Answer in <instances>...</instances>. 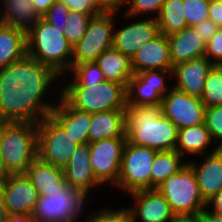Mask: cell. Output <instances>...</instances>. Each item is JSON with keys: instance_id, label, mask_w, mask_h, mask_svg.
Returning <instances> with one entry per match:
<instances>
[{"instance_id": "obj_1", "label": "cell", "mask_w": 222, "mask_h": 222, "mask_svg": "<svg viewBox=\"0 0 222 222\" xmlns=\"http://www.w3.org/2000/svg\"><path fill=\"white\" fill-rule=\"evenodd\" d=\"M60 79L29 56L0 70V122L38 123L50 115L56 102L46 97L55 82L63 83Z\"/></svg>"}, {"instance_id": "obj_2", "label": "cell", "mask_w": 222, "mask_h": 222, "mask_svg": "<svg viewBox=\"0 0 222 222\" xmlns=\"http://www.w3.org/2000/svg\"><path fill=\"white\" fill-rule=\"evenodd\" d=\"M125 134L131 144L160 151L176 148L177 126L161 112L160 106L126 105Z\"/></svg>"}, {"instance_id": "obj_3", "label": "cell", "mask_w": 222, "mask_h": 222, "mask_svg": "<svg viewBox=\"0 0 222 222\" xmlns=\"http://www.w3.org/2000/svg\"><path fill=\"white\" fill-rule=\"evenodd\" d=\"M63 33L64 28L52 27L43 18L26 33L27 56L48 66L62 80L71 70L73 47Z\"/></svg>"}, {"instance_id": "obj_4", "label": "cell", "mask_w": 222, "mask_h": 222, "mask_svg": "<svg viewBox=\"0 0 222 222\" xmlns=\"http://www.w3.org/2000/svg\"><path fill=\"white\" fill-rule=\"evenodd\" d=\"M0 143L8 174H25L38 158L37 123L0 122Z\"/></svg>"}, {"instance_id": "obj_5", "label": "cell", "mask_w": 222, "mask_h": 222, "mask_svg": "<svg viewBox=\"0 0 222 222\" xmlns=\"http://www.w3.org/2000/svg\"><path fill=\"white\" fill-rule=\"evenodd\" d=\"M66 82L63 83L64 87L61 85L58 90L73 107L79 110L96 113L126 108V88L122 84L107 80L99 84H66Z\"/></svg>"}, {"instance_id": "obj_6", "label": "cell", "mask_w": 222, "mask_h": 222, "mask_svg": "<svg viewBox=\"0 0 222 222\" xmlns=\"http://www.w3.org/2000/svg\"><path fill=\"white\" fill-rule=\"evenodd\" d=\"M87 198L81 190L66 184L57 193L40 196L31 218L35 222H78L85 213Z\"/></svg>"}, {"instance_id": "obj_7", "label": "cell", "mask_w": 222, "mask_h": 222, "mask_svg": "<svg viewBox=\"0 0 222 222\" xmlns=\"http://www.w3.org/2000/svg\"><path fill=\"white\" fill-rule=\"evenodd\" d=\"M120 9L100 11L89 21L85 35L72 47L71 68L75 64L94 62L113 45V31Z\"/></svg>"}, {"instance_id": "obj_8", "label": "cell", "mask_w": 222, "mask_h": 222, "mask_svg": "<svg viewBox=\"0 0 222 222\" xmlns=\"http://www.w3.org/2000/svg\"><path fill=\"white\" fill-rule=\"evenodd\" d=\"M157 189L175 214L201 212L207 208V202L200 193L194 171L188 163Z\"/></svg>"}, {"instance_id": "obj_9", "label": "cell", "mask_w": 222, "mask_h": 222, "mask_svg": "<svg viewBox=\"0 0 222 222\" xmlns=\"http://www.w3.org/2000/svg\"><path fill=\"white\" fill-rule=\"evenodd\" d=\"M158 151L126 141L118 182L112 187L126 192L127 195L150 189V169Z\"/></svg>"}, {"instance_id": "obj_10", "label": "cell", "mask_w": 222, "mask_h": 222, "mask_svg": "<svg viewBox=\"0 0 222 222\" xmlns=\"http://www.w3.org/2000/svg\"><path fill=\"white\" fill-rule=\"evenodd\" d=\"M38 157L55 167L64 168L80 145L51 116L37 123Z\"/></svg>"}, {"instance_id": "obj_11", "label": "cell", "mask_w": 222, "mask_h": 222, "mask_svg": "<svg viewBox=\"0 0 222 222\" xmlns=\"http://www.w3.org/2000/svg\"><path fill=\"white\" fill-rule=\"evenodd\" d=\"M167 77L172 78V70H147L134 74L126 89V105L160 106L163 96L171 89Z\"/></svg>"}, {"instance_id": "obj_12", "label": "cell", "mask_w": 222, "mask_h": 222, "mask_svg": "<svg viewBox=\"0 0 222 222\" xmlns=\"http://www.w3.org/2000/svg\"><path fill=\"white\" fill-rule=\"evenodd\" d=\"M126 141L127 137H114L89 143L93 172L104 186L118 182Z\"/></svg>"}, {"instance_id": "obj_13", "label": "cell", "mask_w": 222, "mask_h": 222, "mask_svg": "<svg viewBox=\"0 0 222 222\" xmlns=\"http://www.w3.org/2000/svg\"><path fill=\"white\" fill-rule=\"evenodd\" d=\"M160 108L178 129L205 123L207 107L202 100L175 87L163 96Z\"/></svg>"}, {"instance_id": "obj_14", "label": "cell", "mask_w": 222, "mask_h": 222, "mask_svg": "<svg viewBox=\"0 0 222 222\" xmlns=\"http://www.w3.org/2000/svg\"><path fill=\"white\" fill-rule=\"evenodd\" d=\"M115 23L113 31L112 47L130 59L146 43L151 41L159 34L158 23L155 18L133 20L127 25L117 26Z\"/></svg>"}, {"instance_id": "obj_15", "label": "cell", "mask_w": 222, "mask_h": 222, "mask_svg": "<svg viewBox=\"0 0 222 222\" xmlns=\"http://www.w3.org/2000/svg\"><path fill=\"white\" fill-rule=\"evenodd\" d=\"M128 195L133 199L132 206H128L133 222H169L175 214L158 189L141 190Z\"/></svg>"}, {"instance_id": "obj_16", "label": "cell", "mask_w": 222, "mask_h": 222, "mask_svg": "<svg viewBox=\"0 0 222 222\" xmlns=\"http://www.w3.org/2000/svg\"><path fill=\"white\" fill-rule=\"evenodd\" d=\"M2 199L9 215L26 214L31 217L39 195L26 174H9Z\"/></svg>"}, {"instance_id": "obj_17", "label": "cell", "mask_w": 222, "mask_h": 222, "mask_svg": "<svg viewBox=\"0 0 222 222\" xmlns=\"http://www.w3.org/2000/svg\"><path fill=\"white\" fill-rule=\"evenodd\" d=\"M213 64L206 55L198 56L190 61L180 62L173 66V87L188 95L201 98L209 70Z\"/></svg>"}, {"instance_id": "obj_18", "label": "cell", "mask_w": 222, "mask_h": 222, "mask_svg": "<svg viewBox=\"0 0 222 222\" xmlns=\"http://www.w3.org/2000/svg\"><path fill=\"white\" fill-rule=\"evenodd\" d=\"M66 183L74 189L81 190L88 197L90 191L104 186L95 176L90 161L89 143L79 145L63 168Z\"/></svg>"}, {"instance_id": "obj_19", "label": "cell", "mask_w": 222, "mask_h": 222, "mask_svg": "<svg viewBox=\"0 0 222 222\" xmlns=\"http://www.w3.org/2000/svg\"><path fill=\"white\" fill-rule=\"evenodd\" d=\"M51 116L78 144L89 143V129L92 113L73 107L60 93Z\"/></svg>"}, {"instance_id": "obj_20", "label": "cell", "mask_w": 222, "mask_h": 222, "mask_svg": "<svg viewBox=\"0 0 222 222\" xmlns=\"http://www.w3.org/2000/svg\"><path fill=\"white\" fill-rule=\"evenodd\" d=\"M202 156V163L192 159L187 163L194 171L200 193L207 202L222 189V148Z\"/></svg>"}, {"instance_id": "obj_21", "label": "cell", "mask_w": 222, "mask_h": 222, "mask_svg": "<svg viewBox=\"0 0 222 222\" xmlns=\"http://www.w3.org/2000/svg\"><path fill=\"white\" fill-rule=\"evenodd\" d=\"M134 74L147 70H172L167 36L159 33L131 59Z\"/></svg>"}, {"instance_id": "obj_22", "label": "cell", "mask_w": 222, "mask_h": 222, "mask_svg": "<svg viewBox=\"0 0 222 222\" xmlns=\"http://www.w3.org/2000/svg\"><path fill=\"white\" fill-rule=\"evenodd\" d=\"M170 60L174 66L180 62L190 61L195 57L205 55L206 42L194 27L168 35Z\"/></svg>"}, {"instance_id": "obj_23", "label": "cell", "mask_w": 222, "mask_h": 222, "mask_svg": "<svg viewBox=\"0 0 222 222\" xmlns=\"http://www.w3.org/2000/svg\"><path fill=\"white\" fill-rule=\"evenodd\" d=\"M25 174L37 189L39 197L57 193L67 184L62 168L55 167L39 157L29 166Z\"/></svg>"}, {"instance_id": "obj_24", "label": "cell", "mask_w": 222, "mask_h": 222, "mask_svg": "<svg viewBox=\"0 0 222 222\" xmlns=\"http://www.w3.org/2000/svg\"><path fill=\"white\" fill-rule=\"evenodd\" d=\"M213 143L214 141L211 134L205 123H203L178 129L175 150L184 158H186V155L193 157L194 155L201 156L218 149V147L214 145V148L212 147V150L208 152L211 147L210 145Z\"/></svg>"}, {"instance_id": "obj_25", "label": "cell", "mask_w": 222, "mask_h": 222, "mask_svg": "<svg viewBox=\"0 0 222 222\" xmlns=\"http://www.w3.org/2000/svg\"><path fill=\"white\" fill-rule=\"evenodd\" d=\"M89 143L114 137H126L125 109L92 113Z\"/></svg>"}, {"instance_id": "obj_26", "label": "cell", "mask_w": 222, "mask_h": 222, "mask_svg": "<svg viewBox=\"0 0 222 222\" xmlns=\"http://www.w3.org/2000/svg\"><path fill=\"white\" fill-rule=\"evenodd\" d=\"M3 25L28 32L42 17L32 0H3L0 7Z\"/></svg>"}, {"instance_id": "obj_27", "label": "cell", "mask_w": 222, "mask_h": 222, "mask_svg": "<svg viewBox=\"0 0 222 222\" xmlns=\"http://www.w3.org/2000/svg\"><path fill=\"white\" fill-rule=\"evenodd\" d=\"M105 80L122 84L126 89L129 80L134 75L131 59L120 53L115 48L102 52L96 60Z\"/></svg>"}, {"instance_id": "obj_28", "label": "cell", "mask_w": 222, "mask_h": 222, "mask_svg": "<svg viewBox=\"0 0 222 222\" xmlns=\"http://www.w3.org/2000/svg\"><path fill=\"white\" fill-rule=\"evenodd\" d=\"M26 56V32L2 24L0 26V70Z\"/></svg>"}, {"instance_id": "obj_29", "label": "cell", "mask_w": 222, "mask_h": 222, "mask_svg": "<svg viewBox=\"0 0 222 222\" xmlns=\"http://www.w3.org/2000/svg\"><path fill=\"white\" fill-rule=\"evenodd\" d=\"M176 150L157 152L150 173V189H157L171 175L178 173L187 164Z\"/></svg>"}, {"instance_id": "obj_30", "label": "cell", "mask_w": 222, "mask_h": 222, "mask_svg": "<svg viewBox=\"0 0 222 222\" xmlns=\"http://www.w3.org/2000/svg\"><path fill=\"white\" fill-rule=\"evenodd\" d=\"M156 20L159 33L166 36L188 27L184 15L183 0H165Z\"/></svg>"}, {"instance_id": "obj_31", "label": "cell", "mask_w": 222, "mask_h": 222, "mask_svg": "<svg viewBox=\"0 0 222 222\" xmlns=\"http://www.w3.org/2000/svg\"><path fill=\"white\" fill-rule=\"evenodd\" d=\"M164 1L165 0H123L120 3V9L125 8V10L124 15H121V17L123 20L126 19V21L127 19L130 21V19H138L144 16L156 19L161 12Z\"/></svg>"}, {"instance_id": "obj_32", "label": "cell", "mask_w": 222, "mask_h": 222, "mask_svg": "<svg viewBox=\"0 0 222 222\" xmlns=\"http://www.w3.org/2000/svg\"><path fill=\"white\" fill-rule=\"evenodd\" d=\"M200 99L206 107L222 105V65H213L209 70Z\"/></svg>"}, {"instance_id": "obj_33", "label": "cell", "mask_w": 222, "mask_h": 222, "mask_svg": "<svg viewBox=\"0 0 222 222\" xmlns=\"http://www.w3.org/2000/svg\"><path fill=\"white\" fill-rule=\"evenodd\" d=\"M96 14L98 13L69 11L63 35L72 46L78 43L85 35L89 21Z\"/></svg>"}, {"instance_id": "obj_34", "label": "cell", "mask_w": 222, "mask_h": 222, "mask_svg": "<svg viewBox=\"0 0 222 222\" xmlns=\"http://www.w3.org/2000/svg\"><path fill=\"white\" fill-rule=\"evenodd\" d=\"M66 75H70L72 78L67 84H99L105 81L103 73L96 61L75 64Z\"/></svg>"}, {"instance_id": "obj_35", "label": "cell", "mask_w": 222, "mask_h": 222, "mask_svg": "<svg viewBox=\"0 0 222 222\" xmlns=\"http://www.w3.org/2000/svg\"><path fill=\"white\" fill-rule=\"evenodd\" d=\"M83 222H133L132 214L127 207L110 209L102 207L100 210L91 212Z\"/></svg>"}, {"instance_id": "obj_36", "label": "cell", "mask_w": 222, "mask_h": 222, "mask_svg": "<svg viewBox=\"0 0 222 222\" xmlns=\"http://www.w3.org/2000/svg\"><path fill=\"white\" fill-rule=\"evenodd\" d=\"M210 0H183L184 15L188 27H194L209 19Z\"/></svg>"}, {"instance_id": "obj_37", "label": "cell", "mask_w": 222, "mask_h": 222, "mask_svg": "<svg viewBox=\"0 0 222 222\" xmlns=\"http://www.w3.org/2000/svg\"><path fill=\"white\" fill-rule=\"evenodd\" d=\"M205 125L218 148H222V105L207 107Z\"/></svg>"}, {"instance_id": "obj_38", "label": "cell", "mask_w": 222, "mask_h": 222, "mask_svg": "<svg viewBox=\"0 0 222 222\" xmlns=\"http://www.w3.org/2000/svg\"><path fill=\"white\" fill-rule=\"evenodd\" d=\"M69 11L65 3L56 0L42 18L50 23L52 27L64 28Z\"/></svg>"}, {"instance_id": "obj_39", "label": "cell", "mask_w": 222, "mask_h": 222, "mask_svg": "<svg viewBox=\"0 0 222 222\" xmlns=\"http://www.w3.org/2000/svg\"><path fill=\"white\" fill-rule=\"evenodd\" d=\"M205 55L213 65H222V29H218L206 43Z\"/></svg>"}, {"instance_id": "obj_40", "label": "cell", "mask_w": 222, "mask_h": 222, "mask_svg": "<svg viewBox=\"0 0 222 222\" xmlns=\"http://www.w3.org/2000/svg\"><path fill=\"white\" fill-rule=\"evenodd\" d=\"M68 6L70 11L81 13H99L100 11L92 4L90 0H59Z\"/></svg>"}, {"instance_id": "obj_41", "label": "cell", "mask_w": 222, "mask_h": 222, "mask_svg": "<svg viewBox=\"0 0 222 222\" xmlns=\"http://www.w3.org/2000/svg\"><path fill=\"white\" fill-rule=\"evenodd\" d=\"M194 29L200 36L203 37V40L207 43L216 33L219 27L211 19H206L195 25Z\"/></svg>"}, {"instance_id": "obj_42", "label": "cell", "mask_w": 222, "mask_h": 222, "mask_svg": "<svg viewBox=\"0 0 222 222\" xmlns=\"http://www.w3.org/2000/svg\"><path fill=\"white\" fill-rule=\"evenodd\" d=\"M208 18L222 29V0H210Z\"/></svg>"}, {"instance_id": "obj_43", "label": "cell", "mask_w": 222, "mask_h": 222, "mask_svg": "<svg viewBox=\"0 0 222 222\" xmlns=\"http://www.w3.org/2000/svg\"><path fill=\"white\" fill-rule=\"evenodd\" d=\"M206 207L211 213L222 217V189L207 201Z\"/></svg>"}, {"instance_id": "obj_44", "label": "cell", "mask_w": 222, "mask_h": 222, "mask_svg": "<svg viewBox=\"0 0 222 222\" xmlns=\"http://www.w3.org/2000/svg\"><path fill=\"white\" fill-rule=\"evenodd\" d=\"M99 11L120 9L118 0H90Z\"/></svg>"}, {"instance_id": "obj_45", "label": "cell", "mask_w": 222, "mask_h": 222, "mask_svg": "<svg viewBox=\"0 0 222 222\" xmlns=\"http://www.w3.org/2000/svg\"><path fill=\"white\" fill-rule=\"evenodd\" d=\"M169 222H201V212L176 213Z\"/></svg>"}, {"instance_id": "obj_46", "label": "cell", "mask_w": 222, "mask_h": 222, "mask_svg": "<svg viewBox=\"0 0 222 222\" xmlns=\"http://www.w3.org/2000/svg\"><path fill=\"white\" fill-rule=\"evenodd\" d=\"M36 11L42 17L56 0H32Z\"/></svg>"}, {"instance_id": "obj_47", "label": "cell", "mask_w": 222, "mask_h": 222, "mask_svg": "<svg viewBox=\"0 0 222 222\" xmlns=\"http://www.w3.org/2000/svg\"><path fill=\"white\" fill-rule=\"evenodd\" d=\"M201 222H222V217L211 213L205 208L201 211Z\"/></svg>"}, {"instance_id": "obj_48", "label": "cell", "mask_w": 222, "mask_h": 222, "mask_svg": "<svg viewBox=\"0 0 222 222\" xmlns=\"http://www.w3.org/2000/svg\"><path fill=\"white\" fill-rule=\"evenodd\" d=\"M5 222H35L32 218L26 214H12L9 215L8 220Z\"/></svg>"}, {"instance_id": "obj_49", "label": "cell", "mask_w": 222, "mask_h": 222, "mask_svg": "<svg viewBox=\"0 0 222 222\" xmlns=\"http://www.w3.org/2000/svg\"><path fill=\"white\" fill-rule=\"evenodd\" d=\"M9 214L2 198H0V222L8 220Z\"/></svg>"}, {"instance_id": "obj_50", "label": "cell", "mask_w": 222, "mask_h": 222, "mask_svg": "<svg viewBox=\"0 0 222 222\" xmlns=\"http://www.w3.org/2000/svg\"><path fill=\"white\" fill-rule=\"evenodd\" d=\"M8 176H9V174H1L0 173V198H3V194H4V190H5Z\"/></svg>"}, {"instance_id": "obj_51", "label": "cell", "mask_w": 222, "mask_h": 222, "mask_svg": "<svg viewBox=\"0 0 222 222\" xmlns=\"http://www.w3.org/2000/svg\"><path fill=\"white\" fill-rule=\"evenodd\" d=\"M0 173L1 174H8L7 171L5 170V167H4V164H3L1 143H0Z\"/></svg>"}]
</instances>
